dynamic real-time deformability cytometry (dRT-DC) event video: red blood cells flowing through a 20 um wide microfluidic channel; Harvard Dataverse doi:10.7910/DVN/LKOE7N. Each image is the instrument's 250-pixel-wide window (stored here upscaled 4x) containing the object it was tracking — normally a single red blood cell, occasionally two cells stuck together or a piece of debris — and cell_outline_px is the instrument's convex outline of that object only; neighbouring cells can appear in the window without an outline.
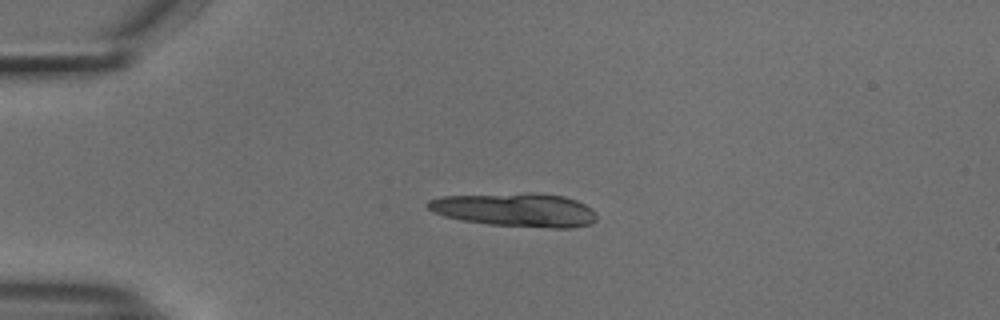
{"species": "common noctule bat (a hibernating species)", "species_latin": "Nyctalus noctula", "temperature_condition": "cold", "stored_images_in_passage": 41, "camera_frame_rate_fps": 3000, "um_per_image_px": 0.085, "animal": {"sex": "male", "body_mass_g": 18.8}, "frame": {"image": 1, "passage_image": 12, "time_ms": 3.667, "image_size_px": [1000, 320], "cell_outline_px": [[596, 220], [588, 224], [572, 228], [552, 228], [488, 224], [460, 220], [444, 216], [432, 212], [424, 204], [428, 200], [440, 196], [524, 192], [540, 192], [564, 196], [576, 200], [592, 208], [596, 212]], "centroid_in_image_um": [43.78, 17.82], "position_along_channel_um": 41.2, "area_um2": 33.7}, "authors_computed_cell_mechanics": {"area_um2": 19.1896, "velocity_mm_per_s": 3.7761, "shape_relaxation_time_tau1_ms": 5.4709, "shape_relaxation_time_tau2_ms": null, "deformation_change_tau1": 0.138, "deformation_change_tau2": null}}